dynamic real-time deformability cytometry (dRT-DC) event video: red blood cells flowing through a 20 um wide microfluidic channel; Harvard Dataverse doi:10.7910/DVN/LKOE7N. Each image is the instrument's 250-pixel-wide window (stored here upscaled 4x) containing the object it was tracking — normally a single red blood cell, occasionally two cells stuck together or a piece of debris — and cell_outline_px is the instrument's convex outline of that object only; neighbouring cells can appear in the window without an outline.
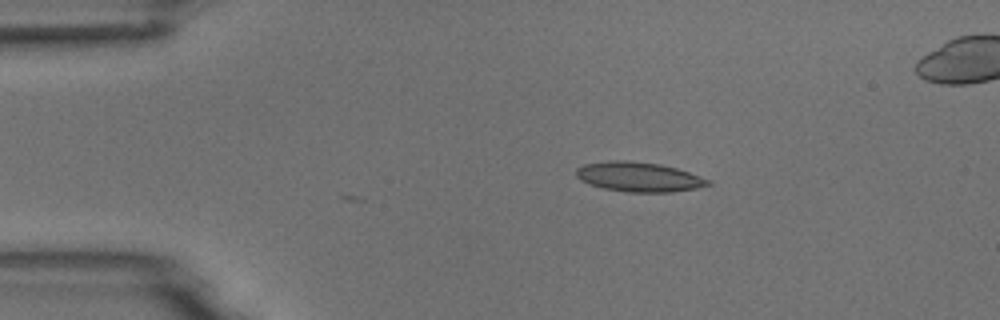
{"species": "common noctule bat (a hibernating species)", "species_latin": "Nyctalus noctula", "temperature_condition": "room temperature", "stored_images_in_passage": 3, "camera_frame_rate_fps": 3000, "um_per_image_px": 0.085, "animal": {"sex": "male", "body_mass_g": 18.8}, "frame": {"image": 1, "passage_image": 3, "time_ms": 2.667, "image_size_px": [1000, 320], "cell_outline_px": [[712, 184], [696, 188], [672, 192], [628, 192], [604, 188], [588, 184], [580, 180], [576, 176], [576, 168], [584, 164], [608, 160], [628, 160], [660, 164], [676, 168], [712, 180]], "centroid_in_image_um": [54.29, 15.03], "position_along_channel_um": 30.7, "area_um2": 22.89}}